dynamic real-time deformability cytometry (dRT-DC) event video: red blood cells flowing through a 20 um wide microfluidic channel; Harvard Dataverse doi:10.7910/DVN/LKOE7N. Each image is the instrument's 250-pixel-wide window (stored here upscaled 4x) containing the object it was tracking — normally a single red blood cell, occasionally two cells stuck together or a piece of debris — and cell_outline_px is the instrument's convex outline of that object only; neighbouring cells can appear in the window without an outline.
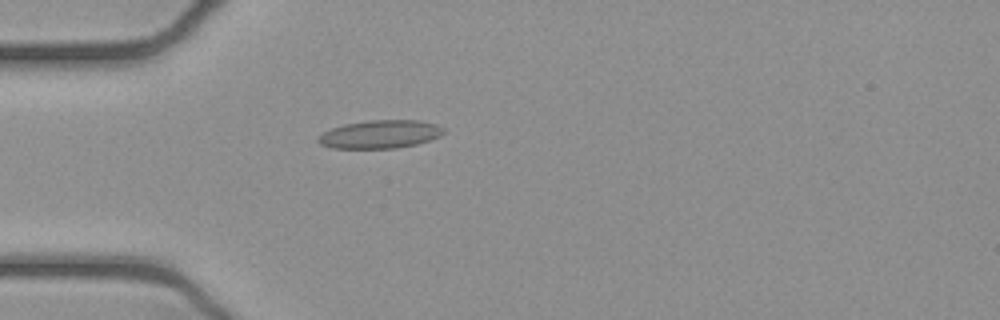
{"species": "common noctule bat (a hibernating species)", "species_latin": "Nyctalus noctula", "temperature_condition": "cold", "stored_images_in_passage": 52, "camera_frame_rate_fps": 3000, "um_per_image_px": 0.085, "animal": {"sex": "female", "body_mass_g": 21.9}, "frame": {"image": 1, "passage_image": 15, "time_ms": 4.667, "image_size_px": [1000, 320], "cell_outline_px": [[444, 132], [440, 136], [416, 144], [396, 148], [332, 148], [320, 144], [316, 140], [316, 136], [332, 128], [344, 124], [372, 120], [420, 120], [436, 124], [444, 128]], "centroid_in_image_um": [32.29, 11.41], "position_along_channel_um": 52.7, "area_um2": 20.58}}
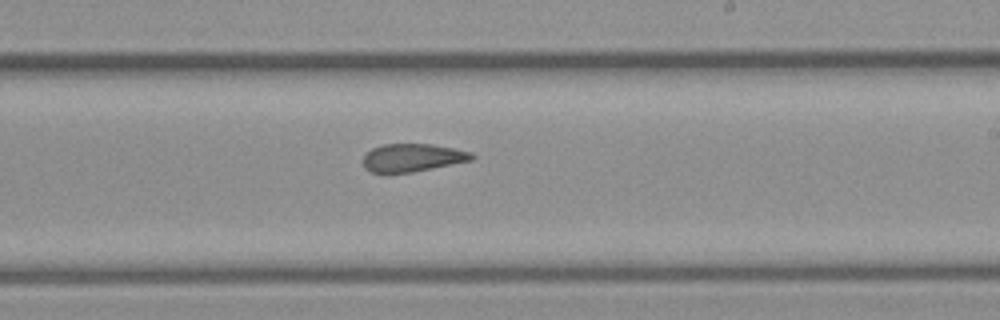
{"frame": {"image": 2, "passage_image": 31, "time_ms": 10.0, "image_size_px": [1000, 320], "cell_outline_px": [[476, 156], [472, 160], [412, 172], [372, 172], [364, 168], [364, 156], [372, 148], [384, 144], [432, 144], [472, 152]], "centroid_in_image_um": [35.08, 13.39], "position_along_channel_um": 253.9, "area_um2": 17.46}}
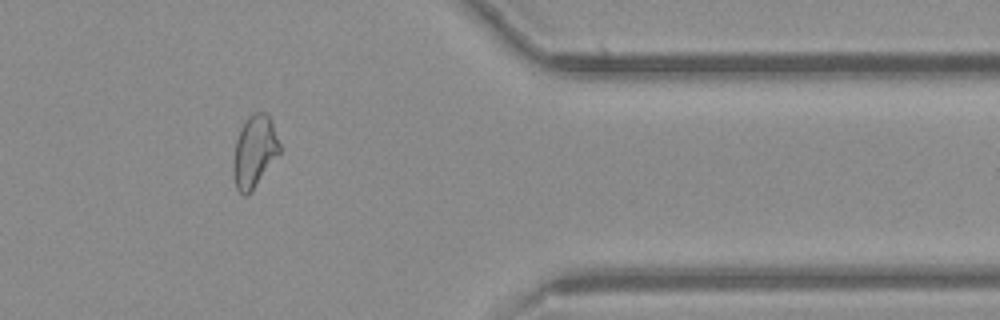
{"frame": {"image": 3, "passage_image": 43, "time_ms": 14.0, "image_size_px": [1000, 320], "cell_outline_px": [[280, 152], [252, 192], [244, 196], [236, 188], [232, 172], [232, 164], [236, 140], [240, 128], [244, 120], [252, 112], [268, 112], [272, 120], [280, 144]], "centroid_in_image_um": [21.62, 12.85], "position_along_channel_um": 389.8, "area_um2": 19.83}, "authors_computed_cell_mechanics": {"area_um2": 19.7098, "velocity_mm_per_s": 3.9176, "shape_relaxation_time_tau1_ms": 8.5949, "shape_relaxation_time_tau2_ms": 0.8569, "deformation_change_tau1": 0.1765, "deformation_change_tau2": 0.08}}